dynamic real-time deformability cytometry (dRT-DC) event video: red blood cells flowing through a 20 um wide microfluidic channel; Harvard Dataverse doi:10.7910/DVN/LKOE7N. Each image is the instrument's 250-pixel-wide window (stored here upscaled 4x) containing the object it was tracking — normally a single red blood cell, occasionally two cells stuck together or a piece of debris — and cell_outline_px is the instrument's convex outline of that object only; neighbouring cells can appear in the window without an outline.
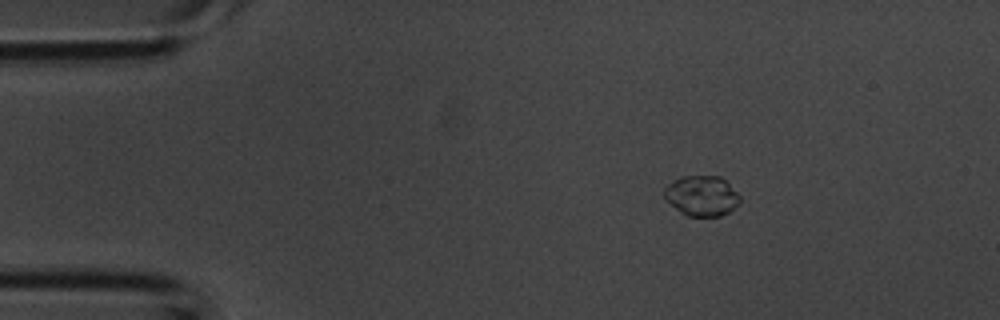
{"species": "common noctule bat (a hibernating species)", "species_latin": "Nyctalus noctula", "temperature_condition": "room temperature", "stored_images_in_passage": 36, "camera_frame_rate_fps": 3000, "um_per_image_px": 0.085, "animal": {"sex": "male", "body_mass_g": 20.1, "forearm_length_mm": 53.5}, "frame": {"image": 1, "passage_image": 1, "time_ms": 0.0, "image_size_px": [1000, 320], "cell_outline_px": [[740, 200], [728, 212], [720, 216], [688, 216], [680, 212], [664, 196], [664, 188], [668, 184], [680, 176], [720, 176], [740, 196]], "centroid_in_image_um": [59.62, 16.63], "position_along_channel_um": 25.4, "area_um2": 17.4}}
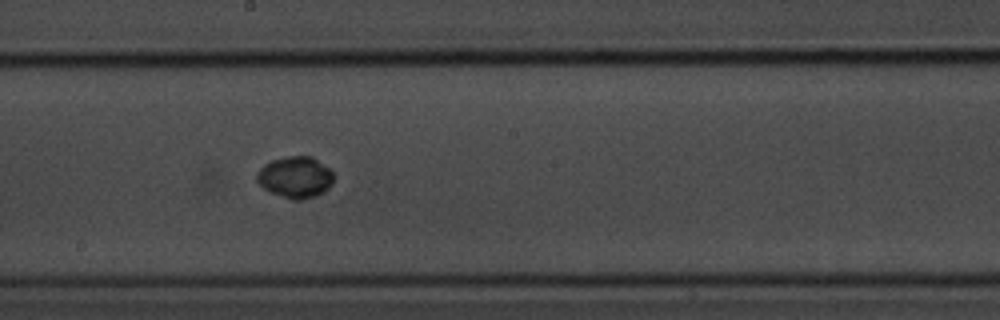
{"frame": {"image": 2, "passage_image": 17, "time_ms": 5.333, "image_size_px": [1000, 320], "cell_outline_px": [[336, 176], [332, 184], [324, 192], [316, 196], [300, 200], [292, 200], [272, 192], [264, 188], [256, 180], [256, 172], [264, 164], [272, 160], [288, 156], [312, 156], [328, 168]], "centroid_in_image_um": [25.12, 15.06], "position_along_channel_um": 223.1, "area_um2": 18.61}}
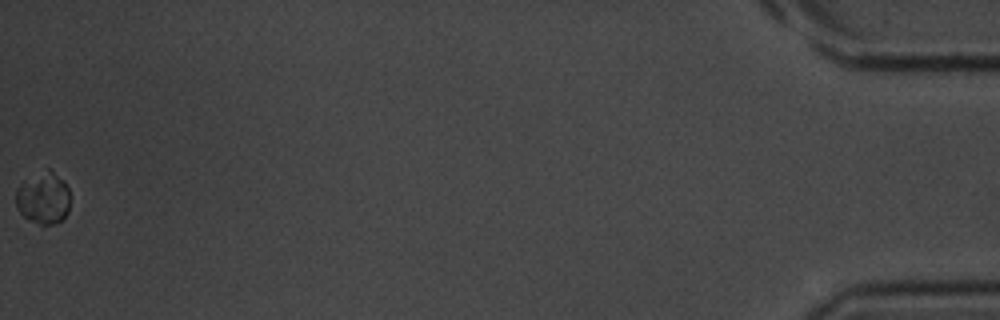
{"frame": {"image": 3, "passage_image": 36, "time_ms": 11.667, "image_size_px": [1000, 320], "cell_outline_px": [[68, 212], [60, 220], [52, 224], [40, 224], [24, 216], [16, 208], [16, 188], [24, 180], [48, 168], [64, 180], [68, 188]], "centroid_in_image_um": [3.66, 16.81], "position_along_channel_um": 431.5, "area_um2": 16.18}}